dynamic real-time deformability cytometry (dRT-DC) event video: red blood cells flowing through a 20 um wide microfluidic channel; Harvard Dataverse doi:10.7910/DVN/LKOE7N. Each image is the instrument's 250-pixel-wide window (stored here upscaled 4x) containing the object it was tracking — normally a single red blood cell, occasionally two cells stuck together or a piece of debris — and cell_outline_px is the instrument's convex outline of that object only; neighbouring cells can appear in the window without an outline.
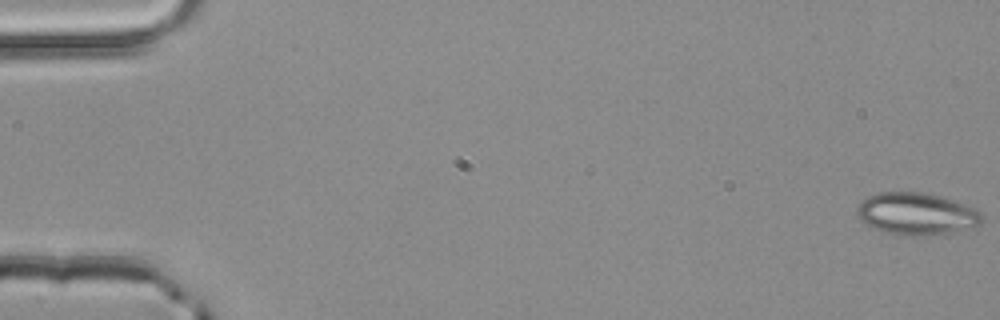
{"species": "common noctule bat (a hibernating species)", "species_latin": "Nyctalus noctula", "temperature_condition": "room temperature", "stored_images_in_passage": 53, "camera_frame_rate_fps": 3000, "um_per_image_px": 0.085, "animal": {"sex": "male", "body_mass_g": 20.4}, "frame": {"image": 1, "passage_image": 1, "time_ms": 0.0, "image_size_px": [1000, 320], "cell_outline_px": [[984, 216], [980, 224], [944, 232], [924, 236], [912, 236], [884, 232], [864, 224], [860, 220], [856, 212], [856, 208], [868, 196], [876, 192], [924, 192], [968, 204], [976, 208]], "centroid_in_image_um": [77.86, 18.15], "position_along_channel_um": 7.1, "area_um2": 30.46}}
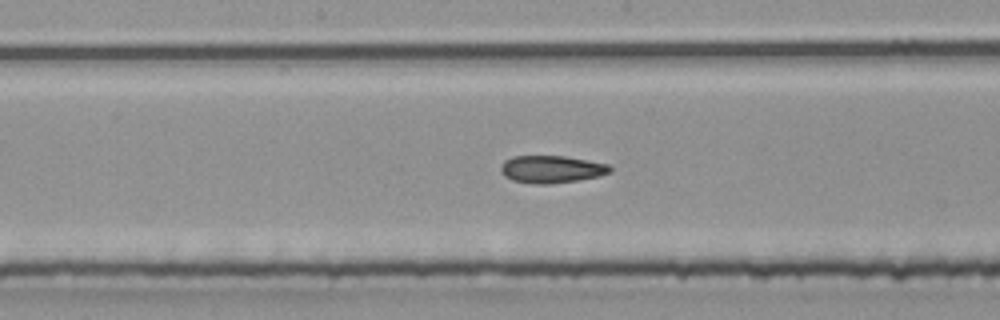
{"frame": {"image": 2, "passage_image": 28, "time_ms": 9.0, "image_size_px": [1000, 320], "cell_outline_px": [[612, 172], [600, 176], [580, 180], [548, 184], [536, 184], [512, 180], [504, 176], [500, 172], [500, 168], [504, 160], [512, 156], [564, 156], [588, 160], [608, 164], [612, 168]], "centroid_in_image_um": [46.88, 14.38], "position_along_channel_um": 201.3, "area_um2": 17.63}}
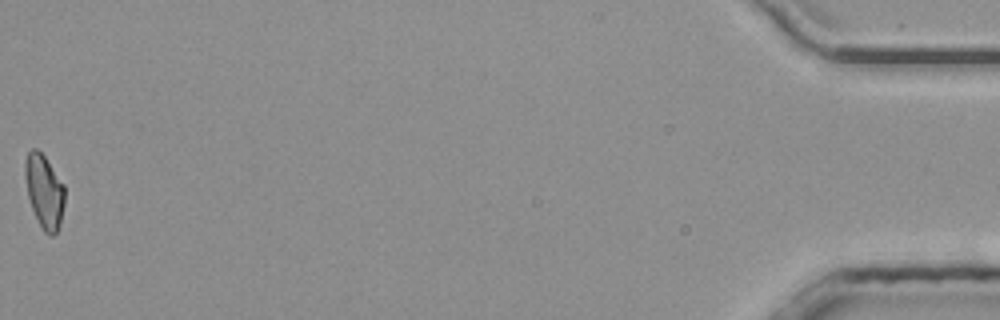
{"frame": {"image": 3, "passage_image": 53, "time_ms": 17.333, "image_size_px": [1000, 320], "cell_outline_px": [[64, 204], [60, 224], [56, 232], [52, 236], [48, 236], [44, 232], [32, 208], [28, 196], [24, 176], [24, 164], [28, 152], [32, 148], [36, 148], [44, 156], [64, 184]], "centroid_in_image_um": [3.76, 16.26], "position_along_channel_um": 431.4, "area_um2": 16.88}, "authors_computed_cell_mechanics": {"area_um2": 17.7446, "velocity_mm_per_s": 4.0246, "shape_relaxation_time_tau1_ms": null, "shape_relaxation_time_tau2_ms": 4.7632, "deformation_change_tau1": null, "deformation_change_tau2": 0.1114}}